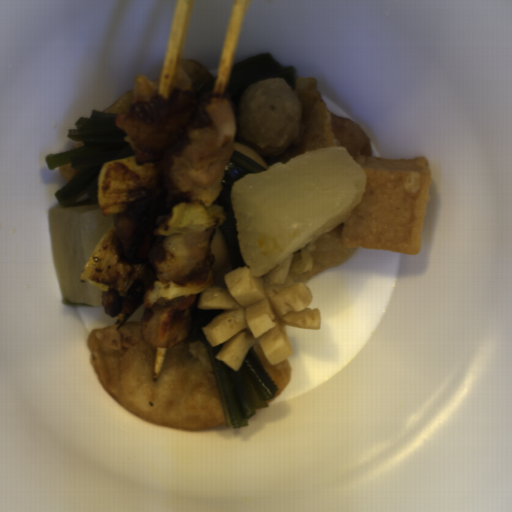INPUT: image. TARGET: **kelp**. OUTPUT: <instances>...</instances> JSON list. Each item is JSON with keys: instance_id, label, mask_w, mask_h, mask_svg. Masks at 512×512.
I'll list each match as a JSON object with an SVG mask.
<instances>
[{"instance_id": "obj_2", "label": "kelp", "mask_w": 512, "mask_h": 512, "mask_svg": "<svg viewBox=\"0 0 512 512\" xmlns=\"http://www.w3.org/2000/svg\"><path fill=\"white\" fill-rule=\"evenodd\" d=\"M202 293V292H201ZM197 293L188 337L205 343L218 387L227 427H245L258 409H265L277 387L252 346L240 369H233L216 358L222 343L211 346L203 328L222 313L220 309H200Z\"/></svg>"}, {"instance_id": "obj_3", "label": "kelp", "mask_w": 512, "mask_h": 512, "mask_svg": "<svg viewBox=\"0 0 512 512\" xmlns=\"http://www.w3.org/2000/svg\"><path fill=\"white\" fill-rule=\"evenodd\" d=\"M265 170L267 169L260 163L234 149L225 167L221 181L222 189L215 205L222 206L227 214L225 222L218 228L233 270L239 267H247L232 204L233 182L253 172Z\"/></svg>"}, {"instance_id": "obj_4", "label": "kelp", "mask_w": 512, "mask_h": 512, "mask_svg": "<svg viewBox=\"0 0 512 512\" xmlns=\"http://www.w3.org/2000/svg\"><path fill=\"white\" fill-rule=\"evenodd\" d=\"M267 78H282L295 92L296 66L281 65L273 54L258 53L234 65L227 87L238 121L240 103L248 85Z\"/></svg>"}, {"instance_id": "obj_1", "label": "kelp", "mask_w": 512, "mask_h": 512, "mask_svg": "<svg viewBox=\"0 0 512 512\" xmlns=\"http://www.w3.org/2000/svg\"><path fill=\"white\" fill-rule=\"evenodd\" d=\"M117 114L92 109L89 117H81L67 131L66 137L84 145L46 156L49 169L70 164L75 174L54 195L60 208L71 206L87 195L93 201L98 197V176L106 161L134 157L124 140L126 132L116 123Z\"/></svg>"}]
</instances>
